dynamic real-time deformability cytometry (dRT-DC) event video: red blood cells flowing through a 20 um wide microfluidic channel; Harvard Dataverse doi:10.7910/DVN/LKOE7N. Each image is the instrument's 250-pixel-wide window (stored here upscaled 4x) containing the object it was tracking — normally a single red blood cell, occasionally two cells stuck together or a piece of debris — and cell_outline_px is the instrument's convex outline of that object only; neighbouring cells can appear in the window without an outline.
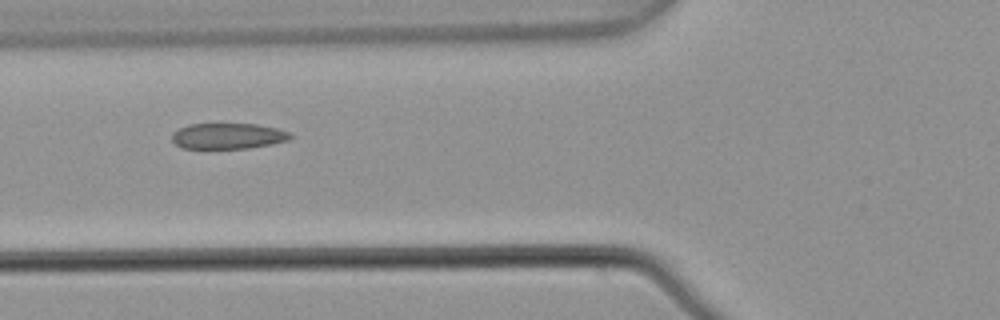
{"species": "common noctule bat (a hibernating species)", "species_latin": "Nyctalus noctula", "temperature_condition": "warm", "stored_images_in_passage": 7, "camera_frame_rate_fps": 3000, "um_per_image_px": 0.085, "animal": {"sex": "male", "body_mass_g": 21.5, "forearm_length_mm": 52.0}, "frame": {"image": 1, "passage_image": 6, "time_ms": 1.667, "image_size_px": [1000, 320], "cell_outline_px": [[292, 136], [288, 140], [272, 144], [248, 148], [180, 148], [172, 140], [172, 132], [188, 124], [256, 124], [276, 128], [292, 132]], "centroid_in_image_um": [19.38, 11.56], "position_along_channel_um": 106.4, "area_um2": 17.8}}
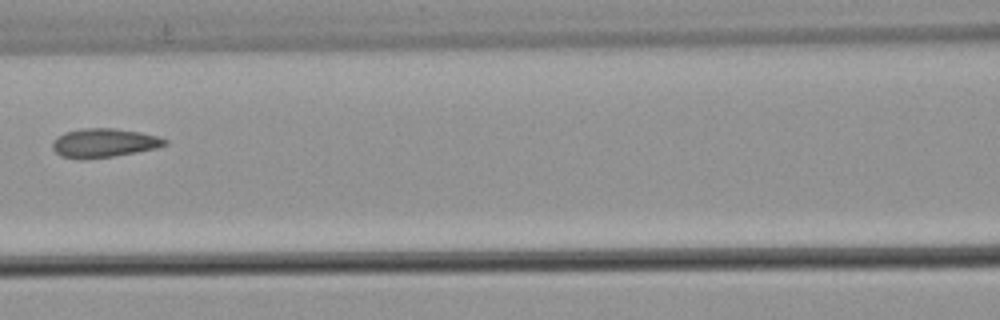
{"frame": {"image": 2, "passage_image": 7, "time_ms": 2.0, "image_size_px": [1000, 320], "cell_outline_px": [[168, 144], [156, 148], [136, 152], [112, 156], [60, 156], [52, 148], [52, 140], [64, 132], [80, 128], [112, 128], [140, 132], [156, 136], [168, 140]], "centroid_in_image_um": [8.86, 12.1], "position_along_channel_um": 157.7, "area_um2": 18.26}}